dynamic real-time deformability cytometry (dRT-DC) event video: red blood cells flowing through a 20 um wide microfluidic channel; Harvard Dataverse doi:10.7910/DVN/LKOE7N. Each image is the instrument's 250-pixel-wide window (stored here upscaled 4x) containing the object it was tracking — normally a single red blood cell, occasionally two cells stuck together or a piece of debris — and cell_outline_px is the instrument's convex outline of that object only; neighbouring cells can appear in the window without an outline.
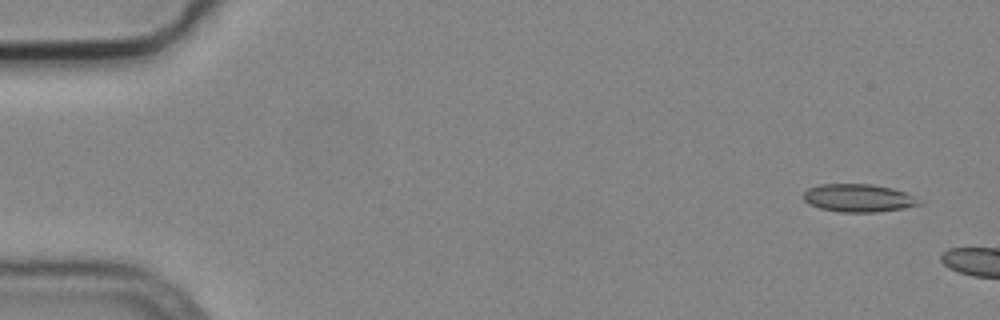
{"species": "common noctule bat (a hibernating species)", "species_latin": "Nyctalus noctula", "temperature_condition": "cold", "stored_images_in_passage": 2, "camera_frame_rate_fps": 3000, "um_per_image_px": 0.085, "animal": {"sex": "male", "body_mass_g": 19.2, "forearm_length_mm": 51.8}, "frame": {"image": 1, "passage_image": 1, "time_ms": 0.0, "image_size_px": [1000, 320], "cell_outline_px": [[924, 204], [904, 208], [876, 212], [840, 212], [820, 208], [808, 204], [804, 200], [804, 192], [808, 188], [820, 184], [872, 184], [892, 188], [904, 192], [912, 196]], "centroid_in_image_um": [72.95, 16.83], "position_along_channel_um": 12.1, "area_um2": 18.79}}